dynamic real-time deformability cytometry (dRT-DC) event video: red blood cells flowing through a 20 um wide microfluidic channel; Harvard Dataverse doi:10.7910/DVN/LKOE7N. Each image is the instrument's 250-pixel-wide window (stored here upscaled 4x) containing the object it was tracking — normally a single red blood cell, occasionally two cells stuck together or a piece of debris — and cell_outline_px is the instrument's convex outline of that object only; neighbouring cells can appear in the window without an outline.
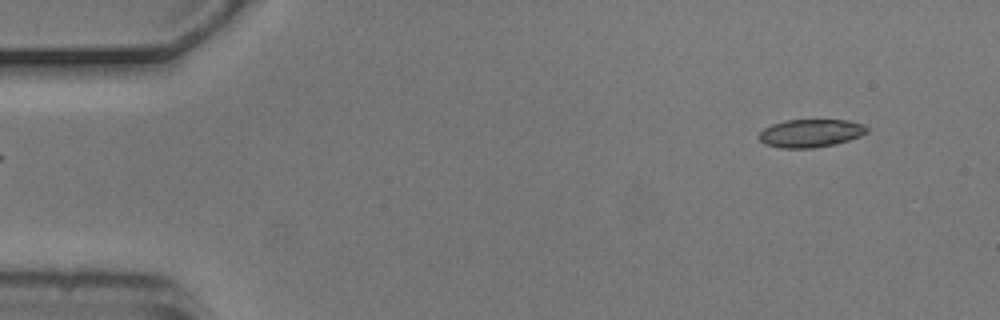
{"species": "common noctule bat (a hibernating species)", "species_latin": "Nyctalus noctula", "temperature_condition": "cold", "stored_images_in_passage": 6, "segment_of_instrument_passage": [2, 2], "camera_frame_rate_fps": 3000, "um_per_image_px": 0.085, "animal": {"sex": "male", "body_mass_g": 20.5, "forearm_length_mm": 52.5}, "frame": {"image": 1, "passage_image": 6, "time_ms": 1.667, "image_size_px": [1000, 320], "cell_outline_px": [[868, 132], [860, 136], [836, 144], [812, 148], [780, 148], [764, 144], [760, 140], [760, 132], [764, 128], [772, 124], [788, 120], [848, 120], [864, 124], [868, 128]], "centroid_in_image_um": [68.92, 11.32], "position_along_channel_um": 16.1, "area_um2": 17.63}}